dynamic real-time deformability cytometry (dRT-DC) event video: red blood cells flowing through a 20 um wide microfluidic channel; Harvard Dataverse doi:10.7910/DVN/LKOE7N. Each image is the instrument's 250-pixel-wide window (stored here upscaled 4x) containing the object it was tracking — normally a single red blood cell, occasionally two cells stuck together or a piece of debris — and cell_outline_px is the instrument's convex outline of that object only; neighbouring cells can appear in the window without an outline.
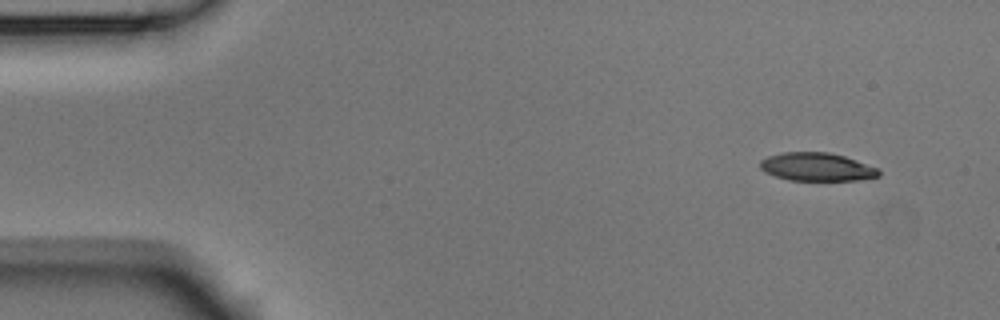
{"species": "Egyptian fruit bat (a non-hibernating species)", "species_latin": "Rousettus aegyptiacus", "temperature_condition": "room temperature", "stored_images_in_passage": 8, "camera_frame_rate_fps": 3000, "um_per_image_px": 0.085, "animal": {"sex": "male"}, "frame": {"image": 1, "passage_image": 1, "time_ms": 0.0, "image_size_px": [1000, 320], "cell_outline_px": [[880, 176], [856, 180], [788, 180], [764, 172], [760, 168], [760, 160], [768, 156], [784, 152], [828, 152], [844, 156], [880, 168]], "centroid_in_image_um": [69.44, 14.18], "position_along_channel_um": 15.6, "area_um2": 19.54}}